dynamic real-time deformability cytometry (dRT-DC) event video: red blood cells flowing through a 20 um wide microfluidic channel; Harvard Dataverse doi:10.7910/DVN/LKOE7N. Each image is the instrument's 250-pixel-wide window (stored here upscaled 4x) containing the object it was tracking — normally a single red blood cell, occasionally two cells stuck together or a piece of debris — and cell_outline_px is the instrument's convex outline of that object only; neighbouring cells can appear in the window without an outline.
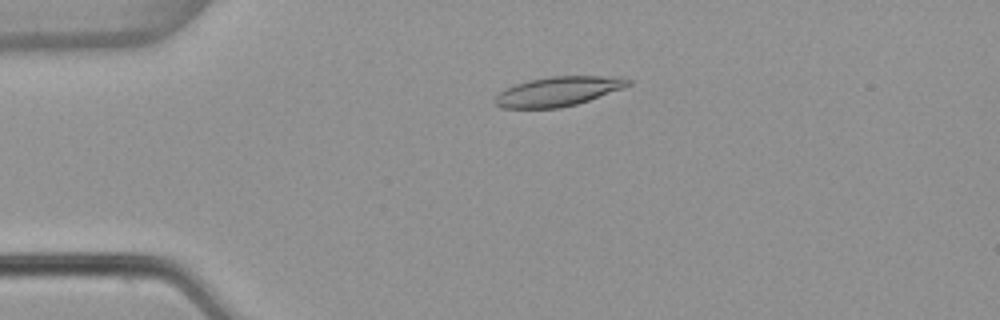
{"species": "common noctule bat (a hibernating species)", "species_latin": "Nyctalus noctula", "temperature_condition": "warm", "stored_images_in_passage": 49, "camera_frame_rate_fps": 3000, "um_per_image_px": 0.085, "animal": {"sex": "female", "body_mass_g": 22.7, "forearm_length_mm": 54.2}, "frame": {"image": 1, "passage_image": 8, "time_ms": 2.333, "image_size_px": [1000, 320], "cell_outline_px": [[632, 84], [624, 88], [576, 104], [560, 108], [500, 108], [492, 100], [504, 88], [528, 80], [548, 76], [620, 76], [632, 80]], "centroid_in_image_um": [47.45, 7.76], "position_along_channel_um": 37.6, "area_um2": 23.06}}
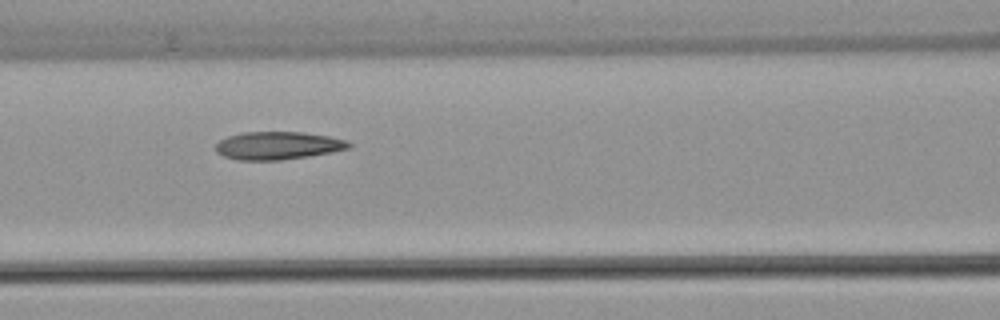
{"frame": {"image": 2, "passage_image": 19, "time_ms": 6.0, "image_size_px": [1000, 320], "cell_outline_px": [[352, 144], [348, 148], [332, 152], [308, 156], [280, 160], [236, 160], [224, 156], [216, 152], [216, 144], [220, 140], [228, 136], [244, 132], [304, 132], [328, 136], [344, 140]], "centroid_in_image_um": [23.59, 12.37], "position_along_channel_um": 143.0, "area_um2": 21.5}}
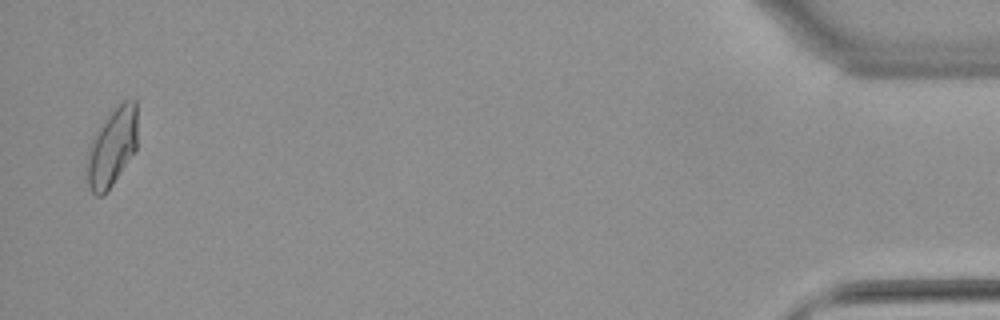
{"frame": {"image": 3, "passage_image": 48, "time_ms": 15.667, "image_size_px": [1000, 320], "cell_outline_px": [[136, 148], [104, 196], [96, 196], [88, 188], [84, 176], [84, 172], [88, 148], [92, 136], [100, 124], [112, 108], [124, 100], [136, 100]], "centroid_in_image_um": [9.44, 12.53], "position_along_channel_um": 425.8, "area_um2": 23.47}, "authors_computed_cell_mechanics": {"area_um2": 21.8484, "velocity_mm_per_s": 3.8414, "shape_relaxation_time_tau1_ms": null, "shape_relaxation_time_tau2_ms": 3.0168, "deformation_change_tau1": null, "deformation_change_tau2": 0.0839}}